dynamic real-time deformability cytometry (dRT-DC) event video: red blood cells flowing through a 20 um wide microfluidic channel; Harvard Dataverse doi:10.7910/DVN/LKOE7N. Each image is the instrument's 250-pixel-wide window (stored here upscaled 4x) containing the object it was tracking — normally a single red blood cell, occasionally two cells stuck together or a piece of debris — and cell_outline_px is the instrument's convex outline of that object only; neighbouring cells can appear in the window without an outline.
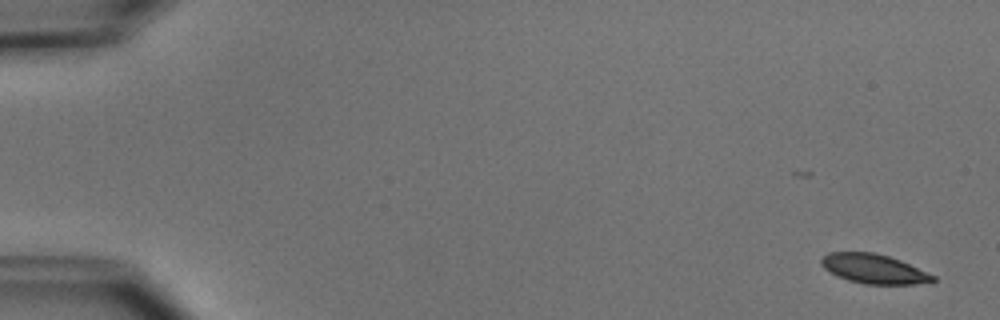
{"species": "common noctule bat (a hibernating species)", "species_latin": "Nyctalus noctula", "temperature_condition": "cold", "stored_images_in_passage": 5, "camera_frame_rate_fps": 3000, "um_per_image_px": 0.085, "animal": {"sex": "male", "body_mass_g": 15.6}, "frame": {"image": 1, "passage_image": 1, "time_ms": 0.0, "image_size_px": [1000, 320], "cell_outline_px": [[936, 280], [916, 284], [864, 284], [848, 280], [836, 276], [824, 268], [820, 264], [820, 260], [828, 252], [876, 252], [900, 260], [936, 276]], "centroid_in_image_um": [74.25, 22.85], "position_along_channel_um": 10.8, "area_um2": 19.13}}
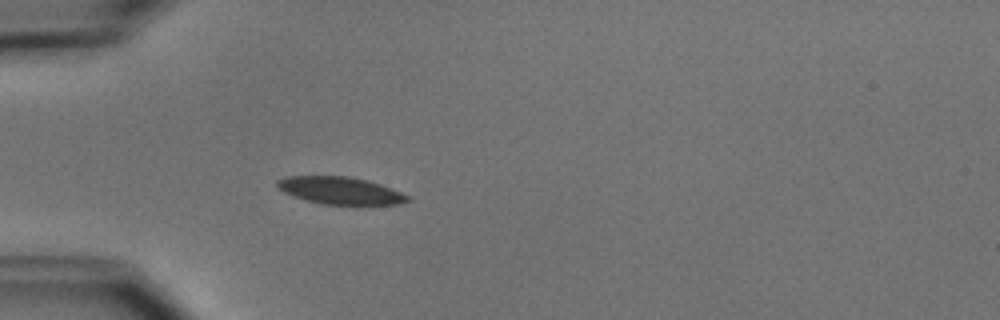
{"frame": {"image": 2, "passage_image": 5, "time_ms": 4.667, "image_size_px": [1000, 320], "cell_outline_px": [[412, 200], [396, 204], [324, 204], [308, 200], [284, 192], [276, 184], [276, 180], [284, 176], [348, 176], [368, 180], [380, 184], [400, 192], [408, 196]], "centroid_in_image_um": [28.91, 16.18], "position_along_channel_um": 56.1, "area_um2": 20.4}}